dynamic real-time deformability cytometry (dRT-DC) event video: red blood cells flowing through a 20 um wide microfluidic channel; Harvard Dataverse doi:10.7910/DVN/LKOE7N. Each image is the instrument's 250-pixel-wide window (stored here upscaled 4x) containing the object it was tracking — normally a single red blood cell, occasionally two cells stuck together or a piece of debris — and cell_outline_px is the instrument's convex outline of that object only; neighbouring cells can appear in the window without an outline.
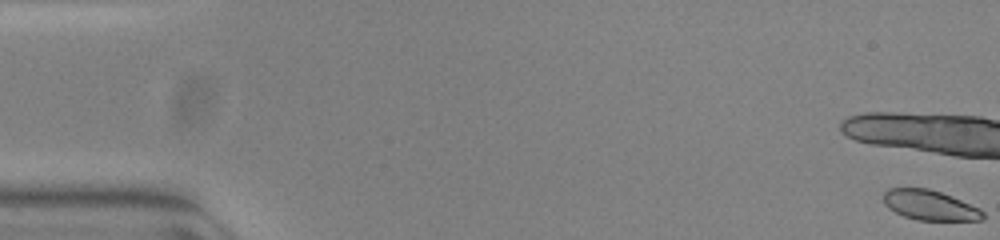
{"species": "common noctule bat (a hibernating species)", "species_latin": "Nyctalus noctula", "temperature_condition": "warm", "stored_images_in_passage": 22, "camera_frame_rate_fps": 3000, "um_per_image_px": 0.085, "animal": {"sex": "female", "body_mass_g": 23.0, "forearm_length_mm": 53.4}, "frame": {"image": 1, "passage_image": 1, "time_ms": 0.0, "image_size_px": [1000, 240], "cell_outline_px": [[984, 216], [980, 220], [916, 220], [904, 216], [888, 208], [884, 204], [884, 192], [888, 188], [928, 188], [952, 196], [980, 208], [984, 212]], "centroid_in_image_um": [79.03, 17.44], "position_along_channel_um": 6.0, "area_um2": 17.34}}